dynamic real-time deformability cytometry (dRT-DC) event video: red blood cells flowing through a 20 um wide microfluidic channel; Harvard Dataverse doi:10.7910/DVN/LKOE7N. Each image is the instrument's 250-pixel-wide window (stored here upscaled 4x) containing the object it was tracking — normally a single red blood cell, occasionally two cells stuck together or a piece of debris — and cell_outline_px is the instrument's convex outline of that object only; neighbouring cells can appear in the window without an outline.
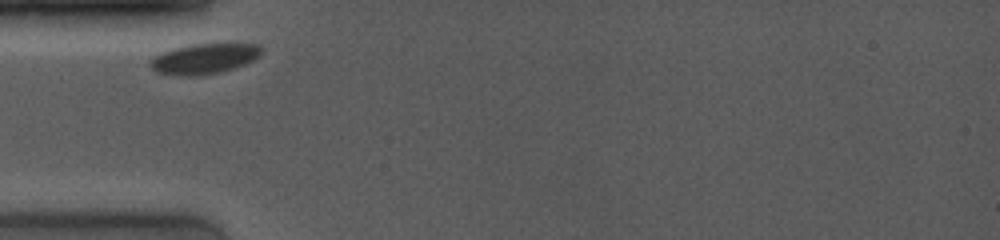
{"species": "common noctule bat (a hibernating species)", "species_latin": "Nyctalus noctula", "temperature_condition": "room temperature", "stored_images_in_passage": 26, "camera_frame_rate_fps": 4000, "um_per_image_px": 0.085, "animal": {"sex": "female", "body_mass_g": 19.0, "forearm_length_mm": 53.3}, "frame": {"image": 1, "passage_image": 1, "time_ms": 0.0, "image_size_px": [1000, 240], "cell_outline_px": [[264, 48], [252, 60], [244, 64], [220, 72], [196, 76], [180, 76], [156, 72], [148, 64], [160, 52], [192, 44], [256, 44]], "centroid_in_image_um": [17.31, 5.0], "position_along_channel_um": 67.7, "area_um2": 19.31}}
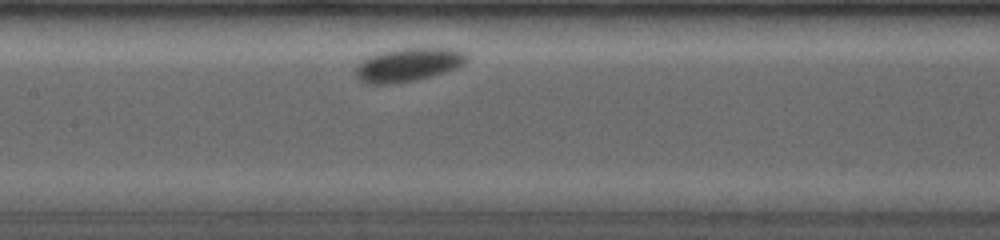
{"frame": {"image": 2, "passage_image": 9, "time_ms": 3.0, "image_size_px": [1000, 240], "cell_outline_px": [[468, 56], [464, 64], [456, 68], [432, 76], [416, 80], [396, 84], [364, 84], [356, 76], [356, 68], [360, 60], [368, 56], [400, 48], [456, 48], [468, 52]], "centroid_in_image_um": [34.72, 5.5], "position_along_channel_um": 172.7, "area_um2": 21.96}}
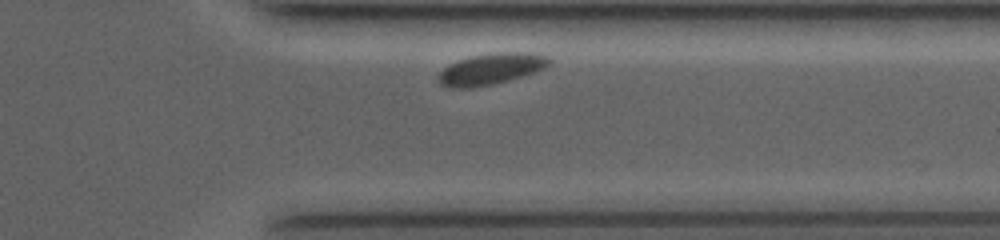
{"frame": {"image": 3, "passage_image": 24, "time_ms": 8.5, "image_size_px": [1000, 240], "cell_outline_px": [[552, 60], [544, 68], [536, 72], [508, 80], [492, 84], [472, 88], [448, 88], [440, 84], [440, 72], [448, 64], [472, 56], [496, 52], [528, 52], [548, 56]], "centroid_in_image_um": [41.76, 5.86], "position_along_channel_um": 369.6, "area_um2": 20.06}}